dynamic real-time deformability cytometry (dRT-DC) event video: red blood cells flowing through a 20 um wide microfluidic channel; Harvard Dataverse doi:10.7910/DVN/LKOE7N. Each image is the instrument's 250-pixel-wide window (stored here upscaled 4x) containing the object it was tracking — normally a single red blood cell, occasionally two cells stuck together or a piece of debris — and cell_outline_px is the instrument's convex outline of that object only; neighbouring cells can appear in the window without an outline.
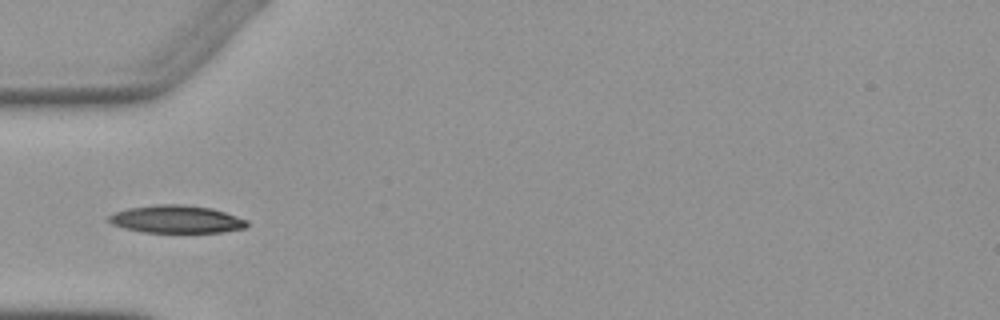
{"species": "Egyptian fruit bat (a non-hibernating species)", "species_latin": "Rousettus aegyptiacus", "temperature_condition": "warm", "stored_images_in_passage": 5, "camera_frame_rate_fps": 3000, "um_per_image_px": 0.085, "animal": {"sex": "female"}, "frame": {"image": 1, "passage_image": 4, "time_ms": 3.667, "image_size_px": [1000, 320], "cell_outline_px": [[248, 224], [244, 228], [224, 232], [144, 232], [124, 228], [112, 224], [108, 220], [108, 216], [116, 212], [128, 208], [152, 204], [184, 204], [212, 208], [248, 220]], "centroid_in_image_um": [14.99, 18.62], "position_along_channel_um": 70.0, "area_um2": 22.31}}